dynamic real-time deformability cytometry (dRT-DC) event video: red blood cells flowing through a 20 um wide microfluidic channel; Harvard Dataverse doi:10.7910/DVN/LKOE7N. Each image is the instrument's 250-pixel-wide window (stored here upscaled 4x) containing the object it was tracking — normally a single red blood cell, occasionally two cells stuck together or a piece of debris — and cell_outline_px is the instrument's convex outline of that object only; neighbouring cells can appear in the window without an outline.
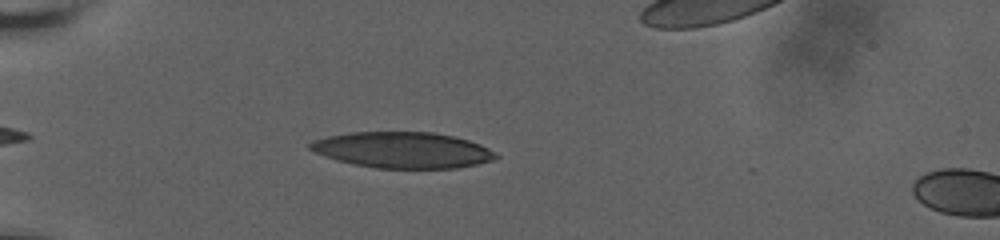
{"species": "human", "species_latin": "Homo sapiens", "temperature_condition": "room temperature", "stored_images_in_passage": 5, "camera_frame_rate_fps": 3000, "um_per_image_px": 0.085, "donor": {"sex": "male"}, "frame": {"image": 1, "passage_image": 2, "time_ms": 0.667, "image_size_px": [1000, 240], "cell_outline_px": [[500, 156], [492, 160], [476, 164], [456, 168], [376, 168], [352, 164], [336, 160], [316, 152], [308, 148], [308, 144], [312, 140], [328, 136], [348, 132], [432, 132], [452, 136], [468, 140], [480, 144], [488, 148]], "centroid_in_image_um": [34.2, 12.75], "position_along_channel_um": 50.8, "area_um2": 38.9}}
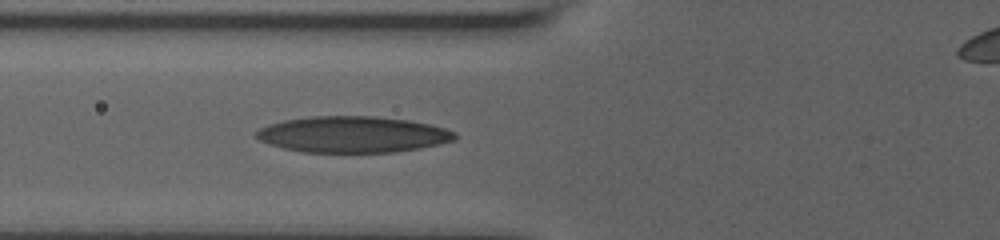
{"frame": {"image": 2, "passage_image": 5, "time_ms": 2.667, "image_size_px": [1000, 240], "cell_outline_px": [[456, 140], [420, 148], [396, 152], [300, 152], [268, 144], [260, 140], [256, 136], [256, 132], [260, 128], [268, 124], [284, 120], [312, 116], [376, 116], [408, 120], [428, 124], [444, 128], [456, 132]], "centroid_in_image_um": [29.98, 11.43], "position_along_channel_um": 95.8, "area_um2": 41.91}}